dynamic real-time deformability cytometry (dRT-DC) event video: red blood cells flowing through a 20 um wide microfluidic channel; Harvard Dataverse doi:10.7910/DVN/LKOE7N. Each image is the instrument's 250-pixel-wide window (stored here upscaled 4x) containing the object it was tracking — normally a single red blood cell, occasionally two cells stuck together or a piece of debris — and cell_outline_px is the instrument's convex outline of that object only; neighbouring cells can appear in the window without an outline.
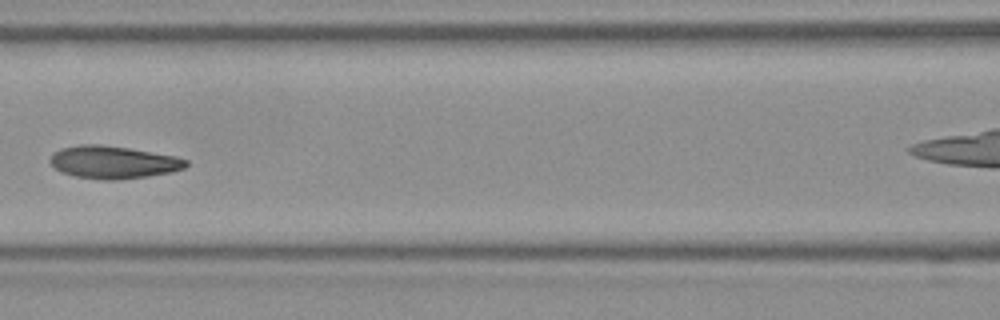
{"species": "Egyptian fruit bat (a non-hibernating species)", "species_latin": "Rousettus aegyptiacus", "temperature_condition": "room temperature", "stored_images_in_passage": 5, "camera_frame_rate_fps": 3000, "um_per_image_px": 0.085, "frame": {"image": 1, "passage_image": 4, "time_ms": 1.0, "image_size_px": [1000, 320], "cell_outline_px": [[188, 164], [184, 168], [172, 172], [148, 176], [116, 180], [100, 180], [76, 176], [60, 172], [48, 160], [52, 152], [60, 148], [80, 144], [100, 144], [128, 148], [176, 156], [188, 160]], "centroid_in_image_um": [9.6, 13.78], "position_along_channel_um": 157.0, "area_um2": 26.01}}